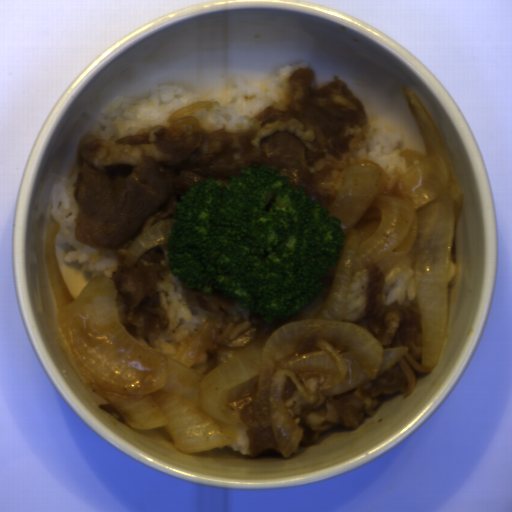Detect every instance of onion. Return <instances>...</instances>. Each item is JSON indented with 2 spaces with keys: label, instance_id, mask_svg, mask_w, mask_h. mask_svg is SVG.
<instances>
[{
  "label": "onion",
  "instance_id": "obj_3",
  "mask_svg": "<svg viewBox=\"0 0 512 512\" xmlns=\"http://www.w3.org/2000/svg\"><path fill=\"white\" fill-rule=\"evenodd\" d=\"M217 101H199L192 104H188L170 117L167 118L168 124H190L192 132L202 131L200 125V118L190 115L191 113L198 110H211L217 105Z\"/></svg>",
  "mask_w": 512,
  "mask_h": 512
},
{
  "label": "onion",
  "instance_id": "obj_1",
  "mask_svg": "<svg viewBox=\"0 0 512 512\" xmlns=\"http://www.w3.org/2000/svg\"><path fill=\"white\" fill-rule=\"evenodd\" d=\"M425 155L403 150L405 171L393 194L381 195L377 164L361 162L344 173L328 208L345 234L335 267L321 278L317 297L289 322L259 336L251 326L216 350L208 374L194 366L209 345L216 321L196 329L176 356L161 353L120 319L112 278L96 277L70 299L59 273L54 219L45 233L44 261L57 313L61 345L85 384L106 398L132 430L164 427L181 453L232 444L231 402L243 393L270 388L277 449L290 457L302 437L283 399L289 377L306 396L297 372L330 375L319 399L337 398L393 367L410 348L382 349L363 327L342 321L353 277L375 264L390 285L415 263L423 366L441 358L447 318L453 240L462 213L463 188L448 158L443 135L410 89H404Z\"/></svg>",
  "mask_w": 512,
  "mask_h": 512
},
{
  "label": "onion",
  "instance_id": "obj_2",
  "mask_svg": "<svg viewBox=\"0 0 512 512\" xmlns=\"http://www.w3.org/2000/svg\"><path fill=\"white\" fill-rule=\"evenodd\" d=\"M176 221V218L165 220L146 228L129 248L125 256V265L135 266L139 259L153 247L170 244L171 229Z\"/></svg>",
  "mask_w": 512,
  "mask_h": 512
}]
</instances>
